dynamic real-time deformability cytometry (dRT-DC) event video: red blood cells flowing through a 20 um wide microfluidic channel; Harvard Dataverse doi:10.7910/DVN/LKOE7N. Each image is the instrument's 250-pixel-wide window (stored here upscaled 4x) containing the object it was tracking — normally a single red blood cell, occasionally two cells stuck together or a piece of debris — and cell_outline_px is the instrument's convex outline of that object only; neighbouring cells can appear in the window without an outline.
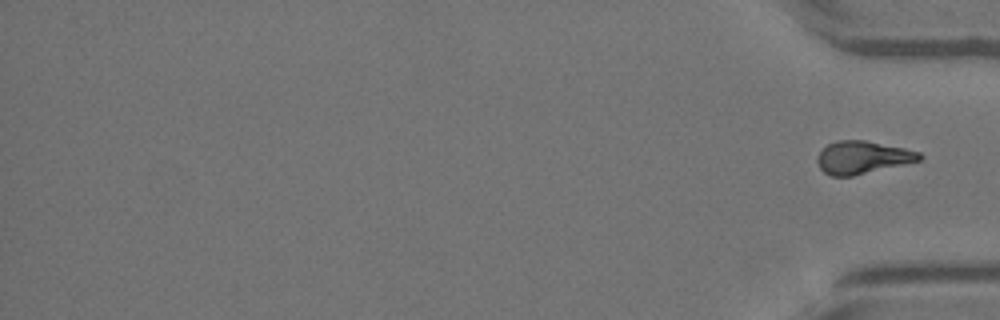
{"species": "Egyptian fruit bat (a non-hibernating species)", "species_latin": "Rousettus aegyptiacus", "temperature_condition": "warm", "stored_images_in_passage": 31, "camera_frame_rate_fps": 3000, "um_per_image_px": 0.085, "animal": {"sex": "female"}, "frame": {"image": 1, "passage_image": 31, "time_ms": 10.0, "image_size_px": [1000, 320], "cell_outline_px": [[924, 156], [920, 160], [904, 164], [852, 176], [832, 176], [824, 172], [820, 168], [816, 160], [816, 156], [828, 144], [836, 140], [864, 140], [904, 148], [920, 152]], "centroid_in_image_um": [73.3, 13.37], "position_along_channel_um": 361.9, "area_um2": 19.36}}